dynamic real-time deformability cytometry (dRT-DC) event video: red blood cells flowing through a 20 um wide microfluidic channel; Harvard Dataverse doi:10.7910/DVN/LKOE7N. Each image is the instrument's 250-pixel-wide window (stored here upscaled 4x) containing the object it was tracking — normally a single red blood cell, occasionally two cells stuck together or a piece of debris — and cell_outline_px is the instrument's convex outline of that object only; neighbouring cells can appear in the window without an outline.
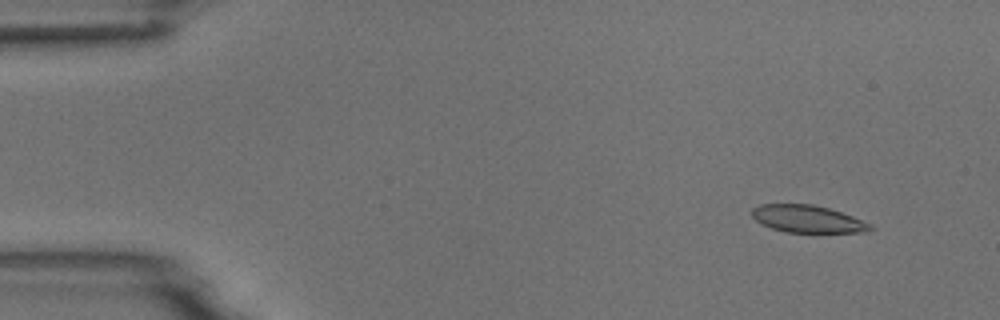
{"species": "common noctule bat (a hibernating species)", "species_latin": "Nyctalus noctula", "temperature_condition": "room temperature", "stored_images_in_passage": 5, "camera_frame_rate_fps": 3000, "um_per_image_px": 0.085, "animal": {"sex": "male", "body_mass_g": 18.8}, "frame": {"image": 1, "passage_image": 1, "time_ms": 0.0, "image_size_px": [1000, 320], "cell_outline_px": [[876, 228], [868, 232], [784, 232], [772, 228], [756, 220], [752, 216], [752, 208], [760, 204], [812, 204], [828, 208], [852, 216], [872, 224]], "centroid_in_image_um": [68.68, 18.61], "position_along_channel_um": 16.3, "area_um2": 18.79}}
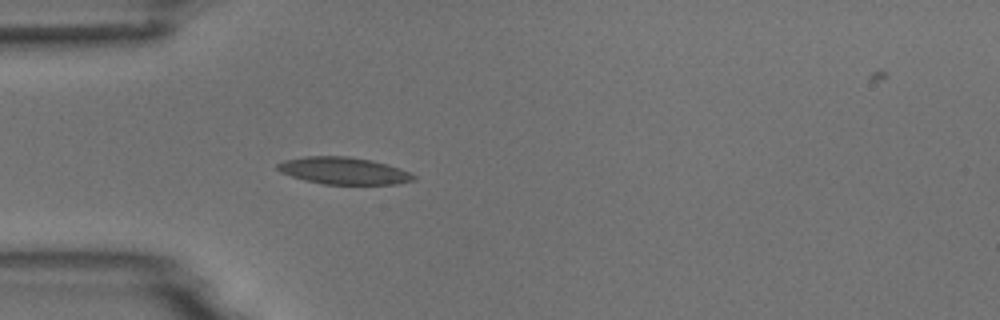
{"frame": {"image": 2, "passage_image": 4, "time_ms": 3.667, "image_size_px": [1000, 320], "cell_outline_px": [[416, 180], [396, 184], [324, 184], [304, 180], [280, 172], [276, 168], [276, 164], [284, 160], [304, 156], [348, 156], [372, 160], [388, 164], [400, 168], [416, 176]], "centroid_in_image_um": [29.2, 14.51], "position_along_channel_um": 55.8, "area_um2": 21.56}}